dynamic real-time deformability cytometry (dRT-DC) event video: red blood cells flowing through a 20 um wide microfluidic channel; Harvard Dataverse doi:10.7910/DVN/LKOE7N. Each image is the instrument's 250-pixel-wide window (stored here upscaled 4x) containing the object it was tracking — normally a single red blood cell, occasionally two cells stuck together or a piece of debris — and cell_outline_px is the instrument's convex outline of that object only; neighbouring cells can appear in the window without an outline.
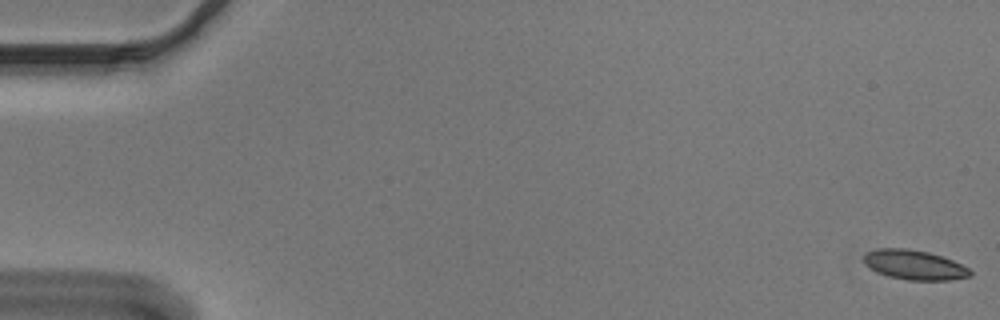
{"species": "Egyptian fruit bat (a non-hibernating species)", "species_latin": "Rousettus aegyptiacus", "temperature_condition": "cold", "stored_images_in_passage": 55, "camera_frame_rate_fps": 3000, "um_per_image_px": 0.085, "animal": {"sex": "male"}, "frame": {"image": 1, "passage_image": 1, "time_ms": 0.0, "image_size_px": [1000, 320], "cell_outline_px": [[972, 276], [948, 280], [908, 280], [888, 276], [876, 272], [868, 268], [860, 260], [868, 252], [876, 248], [908, 248], [928, 252], [952, 260], [968, 268], [972, 272]], "centroid_in_image_um": [77.66, 22.51], "position_along_channel_um": 7.3, "area_um2": 18.5}}
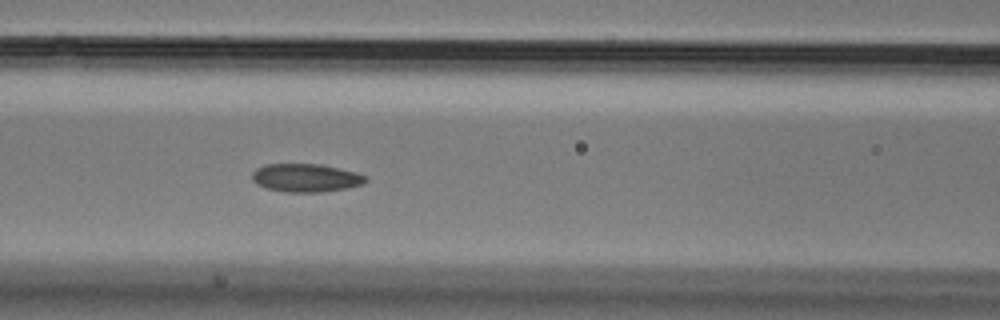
{"frame": {"image": 2, "passage_image": 24, "time_ms": 7.667, "image_size_px": [1000, 320], "cell_outline_px": [[368, 180], [364, 184], [348, 188], [320, 192], [284, 192], [268, 188], [256, 184], [252, 180], [252, 172], [256, 168], [264, 164], [320, 164], [356, 172], [368, 176]], "centroid_in_image_um": [26.01, 15.11], "position_along_channel_um": 140.6, "area_um2": 18.84}}
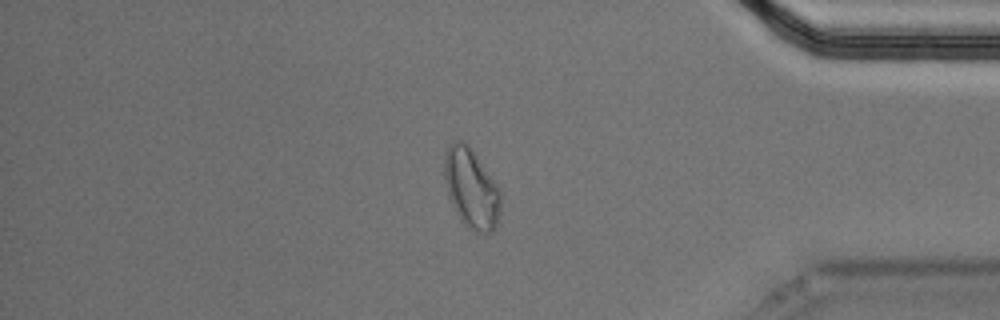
{"frame": {"image": 3, "passage_image": 47, "time_ms": 15.333, "image_size_px": [1000, 320], "cell_outline_px": [[500, 212], [496, 228], [492, 232], [472, 232], [464, 224], [456, 212], [448, 196], [444, 176], [444, 156], [448, 144], [452, 140], [460, 140], [468, 144], [496, 184], [500, 192]], "centroid_in_image_um": [40.04, 16.01], "position_along_channel_um": 395.2, "area_um2": 26.13}, "authors_computed_cell_mechanics": {"area_um2": 18.9006, "velocity_mm_per_s": 3.6534, "shape_relaxation_time_tau1_ms": 5.328, "shape_relaxation_time_tau2_ms": 2.2606, "deformation_change_tau1": 0.1264, "deformation_change_tau2": 0.0754}}